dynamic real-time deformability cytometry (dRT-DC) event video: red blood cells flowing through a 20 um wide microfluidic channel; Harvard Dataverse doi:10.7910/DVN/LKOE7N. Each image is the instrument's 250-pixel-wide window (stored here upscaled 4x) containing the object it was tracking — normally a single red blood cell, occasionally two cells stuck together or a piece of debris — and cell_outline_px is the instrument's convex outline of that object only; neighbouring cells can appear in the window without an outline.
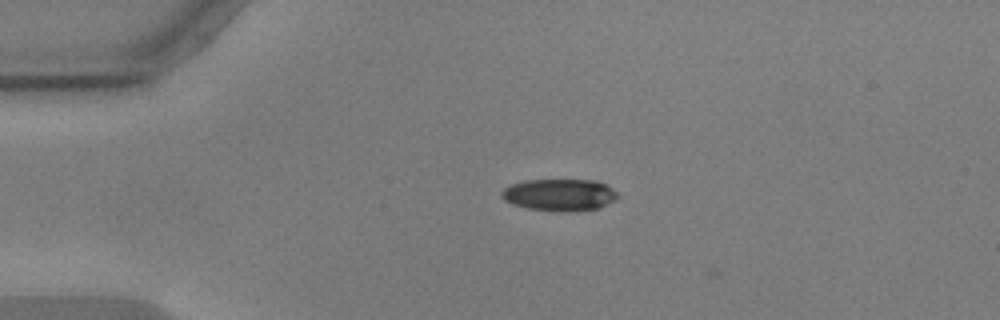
{"species": "common noctule bat (a hibernating species)", "species_latin": "Nyctalus noctula", "temperature_condition": "warm", "stored_images_in_passage": 41, "camera_frame_rate_fps": 3000, "um_per_image_px": 0.085, "animal": {"sex": "male", "body_mass_g": 17.9, "forearm_length_mm": 54.2}, "frame": {"image": 1, "passage_image": 1, "time_ms": 0.0, "image_size_px": [1000, 320], "cell_outline_px": [[620, 196], [616, 200], [600, 208], [564, 212], [560, 212], [528, 208], [512, 204], [504, 200], [500, 196], [500, 192], [504, 188], [512, 184], [524, 180], [596, 180], [612, 188]], "centroid_in_image_um": [47.56, 16.56], "position_along_channel_um": 37.4, "area_um2": 21.79}}
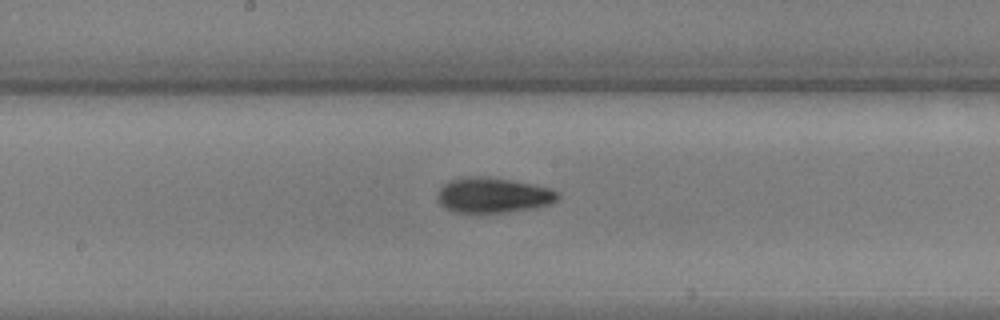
{"frame": {"image": 2, "passage_image": 18, "time_ms": 5.667, "image_size_px": [1000, 320], "cell_outline_px": [[560, 196], [552, 204], [536, 208], [508, 212], [452, 212], [444, 208], [436, 200], [436, 196], [440, 188], [448, 180], [464, 176], [488, 176], [536, 184], [552, 188], [560, 192]], "centroid_in_image_um": [41.93, 16.58], "position_along_channel_um": 206.3, "area_um2": 25.37}}
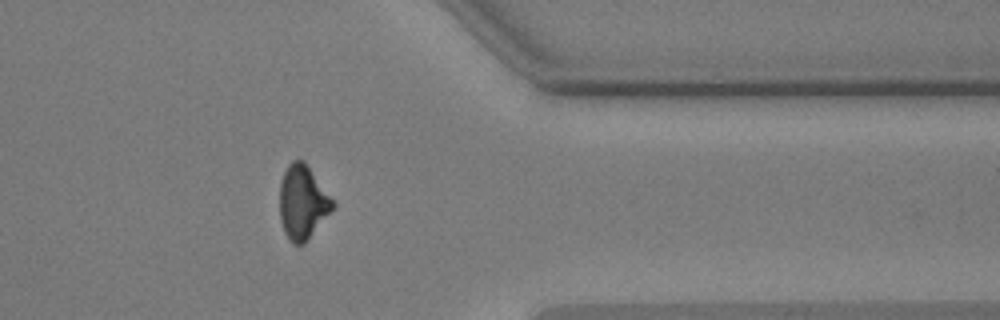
{"frame": {"image": 3, "passage_image": 34, "time_ms": 11.0, "image_size_px": [1000, 320], "cell_outline_px": [[336, 204], [308, 240], [304, 244], [292, 244], [288, 240], [284, 232], [280, 220], [280, 184], [284, 172], [288, 164], [292, 160], [304, 160]], "centroid_in_image_um": [25.7, 17.21], "position_along_channel_um": 385.7, "area_um2": 22.77}, "authors_computed_cell_mechanics": {"area_um2": 23.3512, "velocity_mm_per_s": 3.6076, "shape_relaxation_time_tau1_ms": 3.4415, "shape_relaxation_time_tau2_ms": 4.2168, "deformation_change_tau1": 0.14, "deformation_change_tau2": 0.106}}